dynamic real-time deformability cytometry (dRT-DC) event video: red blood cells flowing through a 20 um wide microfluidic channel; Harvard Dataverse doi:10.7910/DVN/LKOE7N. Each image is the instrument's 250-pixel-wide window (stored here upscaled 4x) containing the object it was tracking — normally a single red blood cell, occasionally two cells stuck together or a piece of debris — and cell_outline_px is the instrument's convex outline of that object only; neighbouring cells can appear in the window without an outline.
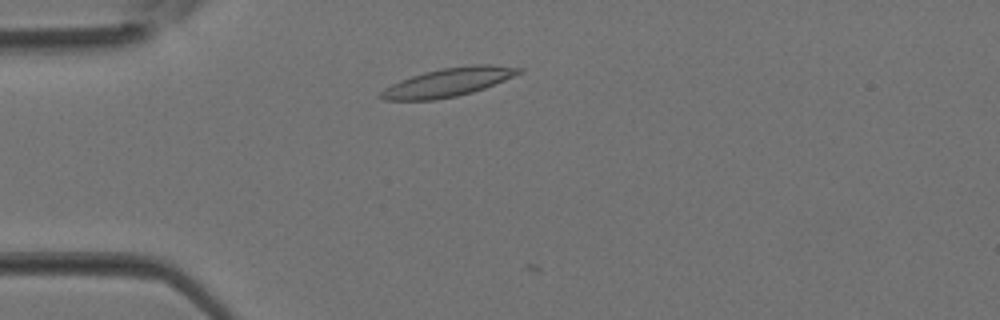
{"species": "Egyptian fruit bat (a non-hibernating species)", "species_latin": "Rousettus aegyptiacus", "temperature_condition": "room temperature", "stored_images_in_passage": 6, "camera_frame_rate_fps": 3000, "um_per_image_px": 0.085, "animal": {"sex": "female"}, "frame": {"image": 1, "passage_image": 5, "time_ms": 1.333, "image_size_px": [1000, 320], "cell_outline_px": [[524, 72], [484, 88], [472, 92], [456, 96], [436, 100], [384, 100], [376, 96], [384, 88], [400, 80], [424, 72], [440, 68], [472, 64], [492, 64], [524, 68]], "centroid_in_image_um": [38.1, 6.98], "position_along_channel_um": 46.9, "area_um2": 23.12}}